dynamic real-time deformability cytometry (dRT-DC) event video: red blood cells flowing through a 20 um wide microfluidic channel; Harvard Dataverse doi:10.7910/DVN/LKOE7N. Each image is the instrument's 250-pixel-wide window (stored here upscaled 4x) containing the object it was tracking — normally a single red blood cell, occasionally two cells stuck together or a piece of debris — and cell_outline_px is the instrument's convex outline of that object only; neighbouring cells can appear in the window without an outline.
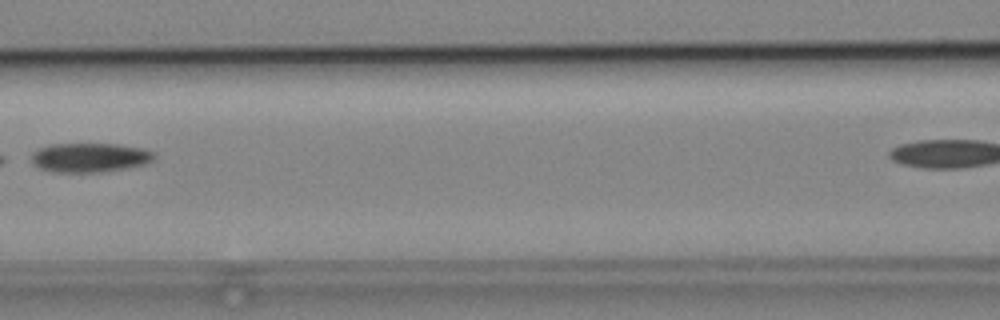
{"species": "common noctule bat (a hibernating species)", "species_latin": "Nyctalus noctula", "temperature_condition": "cold", "stored_images_in_passage": 7, "segment_of_instrument_passage": [1, 2], "camera_frame_rate_fps": 3000, "um_per_image_px": 0.085, "animal": {"sex": "male", "body_mass_g": 19.2, "forearm_length_mm": 51.8}, "frame": {"image": 1, "passage_image": 5, "time_ms": 5.667, "image_size_px": [1000, 320], "cell_outline_px": [[156, 160], [148, 164], [128, 168], [104, 172], [56, 172], [40, 168], [32, 160], [32, 152], [48, 144], [116, 144], [144, 148], [156, 152]], "centroid_in_image_um": [7.74, 13.39], "position_along_channel_um": 158.9, "area_um2": 21.21}}
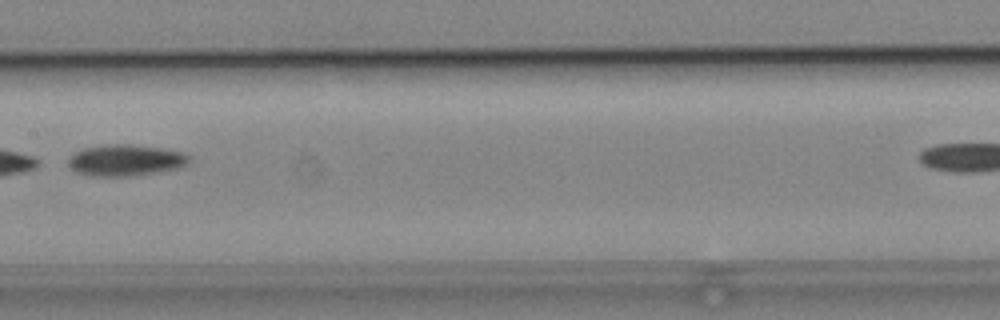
{"frame": {"image": 2, "passage_image": 6, "time_ms": 6.667, "image_size_px": [1000, 320], "cell_outline_px": [[188, 160], [184, 164], [176, 168], [128, 176], [88, 176], [76, 172], [68, 164], [68, 156], [84, 148], [104, 144], [128, 144], [160, 148], [180, 152], [188, 156]], "centroid_in_image_um": [10.55, 13.61], "position_along_channel_um": 196.8, "area_um2": 21.62}}